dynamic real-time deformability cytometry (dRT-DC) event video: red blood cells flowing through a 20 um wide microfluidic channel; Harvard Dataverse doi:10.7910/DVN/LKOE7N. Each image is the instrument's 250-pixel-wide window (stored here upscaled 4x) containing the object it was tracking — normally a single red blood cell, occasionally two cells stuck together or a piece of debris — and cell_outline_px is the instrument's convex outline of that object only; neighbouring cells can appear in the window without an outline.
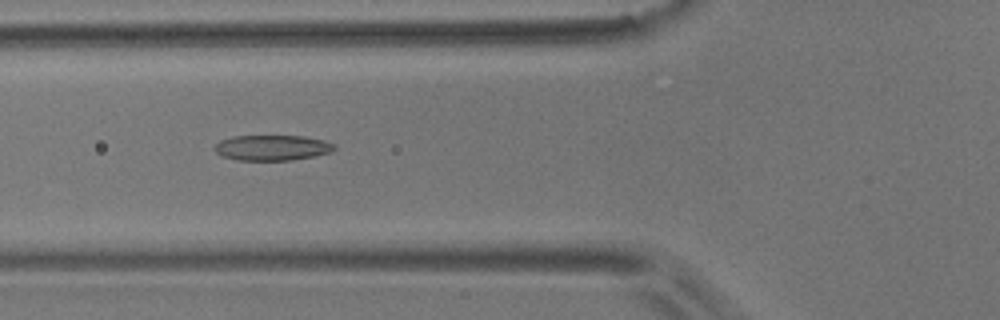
{"species": "common noctule bat (a hibernating species)", "species_latin": "Nyctalus noctula", "temperature_condition": "room temperature", "stored_images_in_passage": 12, "camera_frame_rate_fps": 3000, "um_per_image_px": 0.085, "animal": {"sex": "male", "body_mass_g": 17.9}, "frame": {"image": 1, "passage_image": 3, "time_ms": 2.0, "image_size_px": [1000, 320], "cell_outline_px": [[336, 148], [332, 152], [316, 156], [292, 160], [236, 160], [220, 156], [212, 148], [220, 140], [232, 136], [304, 136], [324, 140], [336, 144]], "centroid_in_image_um": [23.14, 12.56], "position_along_channel_um": 102.7, "area_um2": 18.03}}
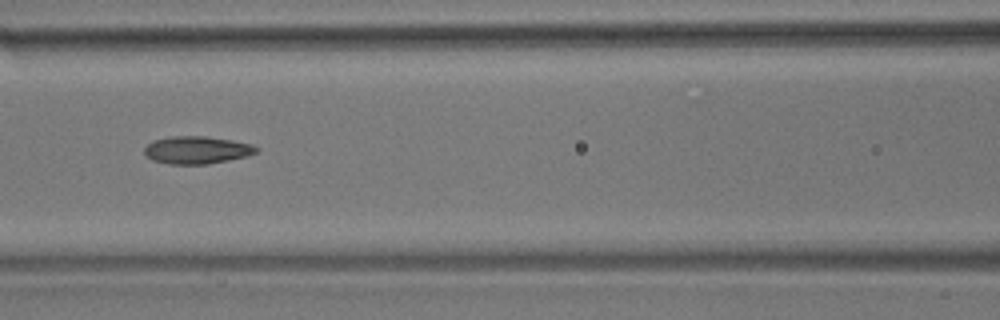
{"frame": {"image": 2, "passage_image": 4, "time_ms": 3.333, "image_size_px": [1000, 320], "cell_outline_px": [[260, 148], [256, 152], [244, 156], [228, 160], [208, 164], [168, 164], [152, 160], [144, 152], [144, 148], [152, 140], [172, 136], [204, 136], [232, 140], [252, 144]], "centroid_in_image_um": [16.71, 12.74], "position_along_channel_um": 149.9, "area_um2": 17.92}}
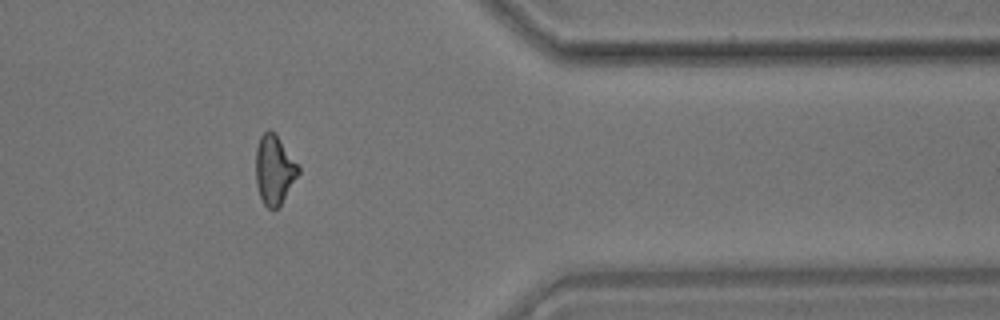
{"frame": {"image": 3, "passage_image": 10, "time_ms": 10.667, "image_size_px": [1000, 320], "cell_outline_px": [[300, 172], [280, 204], [276, 208], [268, 208], [264, 204], [260, 196], [256, 184], [256, 148], [260, 136], [268, 128], [276, 136], [300, 168]], "centroid_in_image_um": [23.29, 14.44], "position_along_channel_um": 388.1, "area_um2": 16.65}, "authors_computed_cell_mechanics": {"area_um2": 17.2533, "velocity_mm_per_s": 3.4942, "shape_relaxation_time_tau1_ms": 2.9162, "shape_relaxation_time_tau2_ms": 2.0661, "deformation_change_tau1": 0.1134, "deformation_change_tau2": 0.0788}}